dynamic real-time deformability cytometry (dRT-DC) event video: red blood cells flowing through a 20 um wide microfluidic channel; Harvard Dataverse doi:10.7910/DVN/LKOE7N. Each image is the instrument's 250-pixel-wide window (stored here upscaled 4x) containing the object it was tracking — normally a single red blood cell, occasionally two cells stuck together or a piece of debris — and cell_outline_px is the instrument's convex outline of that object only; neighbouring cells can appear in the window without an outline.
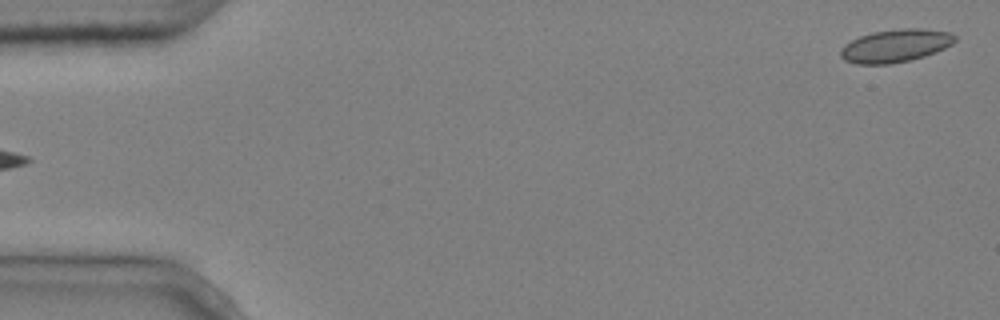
{"species": "common noctule bat (a hibernating species)", "species_latin": "Nyctalus noctula", "temperature_condition": "cold", "stored_images_in_passage": 2, "segment_of_instrument_passage": [2, 2], "camera_frame_rate_fps": 3000, "um_per_image_px": 0.085, "animal": {"sex": "male", "body_mass_g": 20.4}, "frame": {"image": 1, "passage_image": 2, "time_ms": 0.333, "image_size_px": [1000, 320], "cell_outline_px": [[956, 40], [952, 44], [944, 48], [924, 56], [908, 60], [888, 64], [856, 64], [844, 60], [840, 56], [840, 48], [844, 44], [860, 36], [872, 32], [900, 28], [924, 28], [948, 32], [956, 36]], "centroid_in_image_um": [76.08, 3.88], "position_along_channel_um": 8.9, "area_um2": 21.91}}